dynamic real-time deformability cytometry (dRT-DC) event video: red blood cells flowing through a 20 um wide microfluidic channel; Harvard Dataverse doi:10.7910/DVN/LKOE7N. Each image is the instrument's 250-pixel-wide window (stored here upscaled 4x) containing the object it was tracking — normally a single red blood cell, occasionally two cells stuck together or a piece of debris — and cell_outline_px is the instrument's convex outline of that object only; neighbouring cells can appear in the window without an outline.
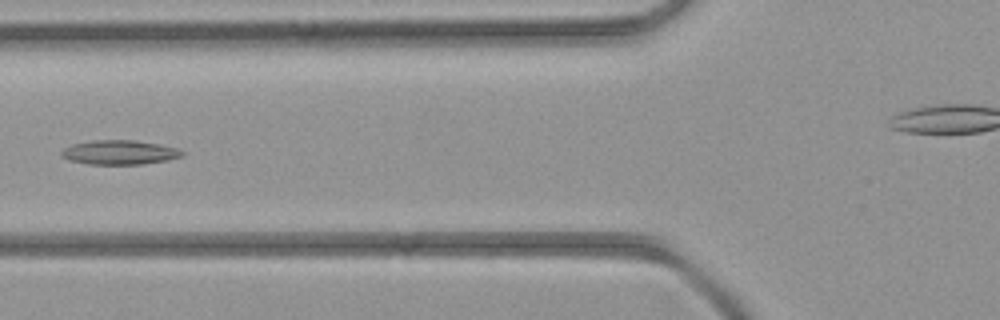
{"species": "common noctule bat (a hibernating species)", "species_latin": "Nyctalus noctula", "temperature_condition": "room temperature", "stored_images_in_passage": 6, "camera_frame_rate_fps": 3000, "um_per_image_px": 0.085, "animal": {"sex": "female", "body_mass_g": 21.9}, "frame": {"image": 1, "passage_image": 6, "time_ms": 5.667, "image_size_px": [1000, 320], "cell_outline_px": [[184, 156], [168, 160], [144, 164], [88, 164], [68, 160], [60, 156], [60, 152], [64, 148], [72, 144], [92, 140], [136, 140], [160, 144], [176, 148], [184, 152]], "centroid_in_image_um": [10.15, 12.95], "position_along_channel_um": 115.7, "area_um2": 17.28}}